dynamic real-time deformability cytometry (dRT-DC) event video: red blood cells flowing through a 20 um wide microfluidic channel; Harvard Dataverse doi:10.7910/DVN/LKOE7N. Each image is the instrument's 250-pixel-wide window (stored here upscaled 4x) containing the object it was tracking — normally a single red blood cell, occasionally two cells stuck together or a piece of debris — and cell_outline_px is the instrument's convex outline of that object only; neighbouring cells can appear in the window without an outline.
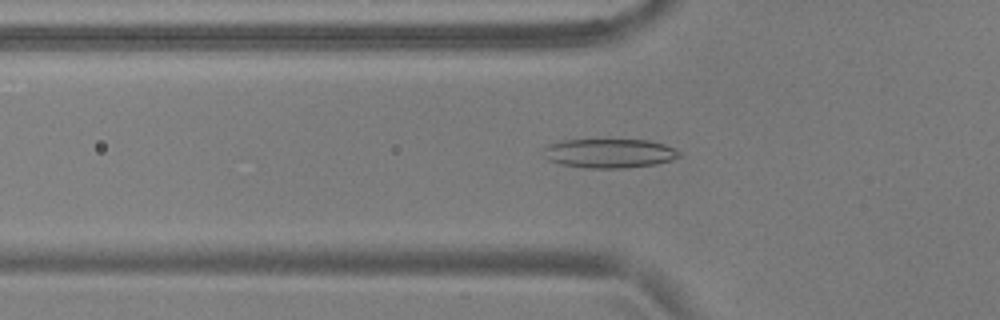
{"species": "common noctule bat (a hibernating species)", "species_latin": "Nyctalus noctula", "temperature_condition": "warm", "stored_images_in_passage": 43, "camera_frame_rate_fps": 3000, "um_per_image_px": 0.085, "animal": {"sex": "male", "body_mass_g": 17.9, "forearm_length_mm": 54.2}, "frame": {"image": 1, "passage_image": 8, "time_ms": 2.333, "image_size_px": [1000, 320], "cell_outline_px": [[680, 156], [672, 160], [656, 164], [628, 168], [584, 168], [560, 164], [548, 160], [544, 156], [544, 148], [548, 144], [564, 140], [648, 140], [664, 144], [680, 152]], "centroid_in_image_um": [51.78, 13.04], "position_along_channel_um": 74.0, "area_um2": 23.12}}
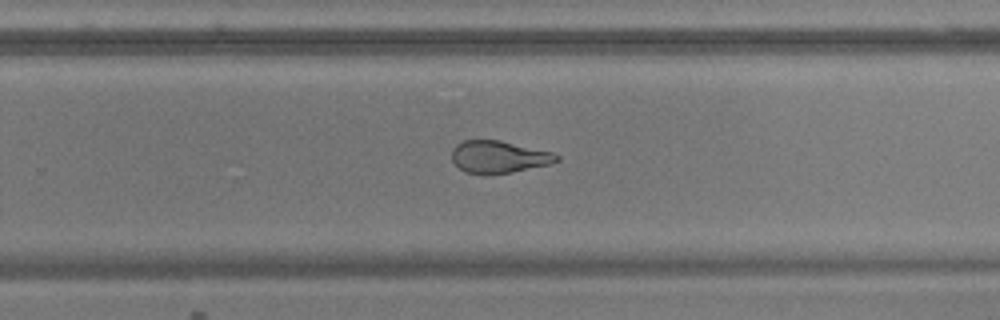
{"frame": {"image": 2, "passage_image": 25, "time_ms": 8.0, "image_size_px": [1000, 320], "cell_outline_px": [[560, 160], [552, 164], [512, 172], [464, 172], [452, 160], [452, 148], [456, 144], [464, 140], [500, 140], [552, 152], [560, 156]], "centroid_in_image_um": [42.43, 13.3], "position_along_channel_um": 287.4, "area_um2": 19.36}}
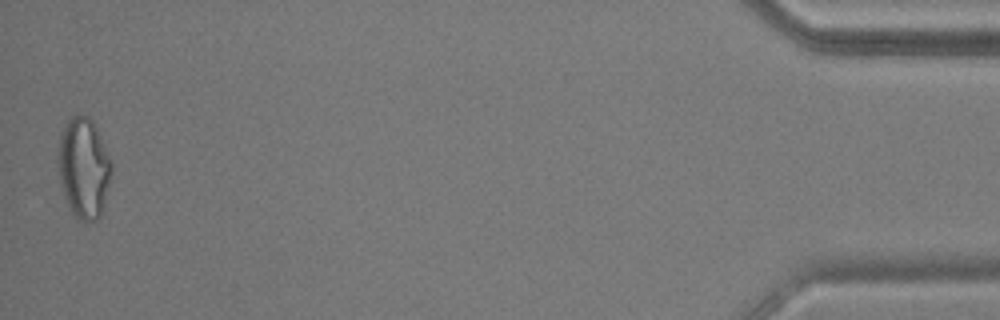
{"frame": {"image": 3, "passage_image": 43, "time_ms": 14.0, "image_size_px": [1000, 320], "cell_outline_px": [[112, 172], [104, 208], [100, 216], [96, 220], [76, 220], [64, 196], [60, 184], [56, 160], [56, 152], [60, 132], [68, 120], [76, 112], [80, 112], [88, 116], [92, 120], [96, 128], [112, 164]], "centroid_in_image_um": [7.08, 14.25], "position_along_channel_um": 428.1, "area_um2": 31.91}, "authors_computed_cell_mechanics": {"area_um2": 21.4438, "velocity_mm_per_s": 3.7576, "shape_relaxation_time_tau1_ms": null, "shape_relaxation_time_tau2_ms": 1.6866, "deformation_change_tau1": null, "deformation_change_tau2": 0.0892}}